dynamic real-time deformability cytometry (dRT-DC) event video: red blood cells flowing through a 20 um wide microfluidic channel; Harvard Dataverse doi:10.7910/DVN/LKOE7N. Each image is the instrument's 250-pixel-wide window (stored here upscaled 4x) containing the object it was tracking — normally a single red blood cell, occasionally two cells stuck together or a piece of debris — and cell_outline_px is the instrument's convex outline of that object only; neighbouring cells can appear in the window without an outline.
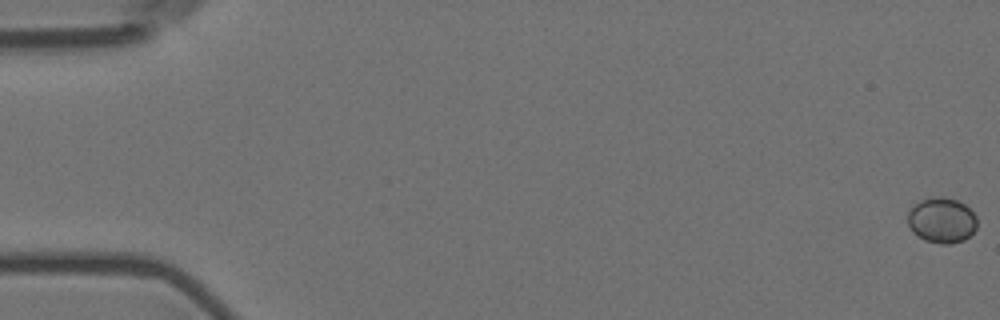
{"species": "Egyptian fruit bat (a non-hibernating species)", "species_latin": "Rousettus aegyptiacus", "temperature_condition": "room temperature", "stored_images_in_passage": 58, "camera_frame_rate_fps": 3000, "um_per_image_px": 0.085, "animal": {"sex": "female"}, "frame": {"image": 1, "passage_image": 1, "time_ms": 0.0, "image_size_px": [1000, 320], "cell_outline_px": [[976, 228], [964, 240], [948, 244], [940, 244], [924, 240], [912, 232], [908, 224], [908, 212], [920, 200], [932, 196], [944, 196], [956, 200], [964, 204], [976, 216]], "centroid_in_image_um": [80.03, 18.72], "position_along_channel_um": 5.0, "area_um2": 18.32}}
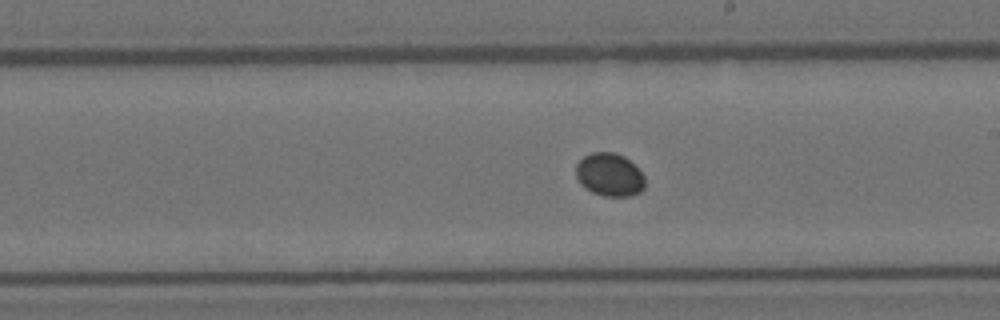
{"frame": {"image": 2, "passage_image": 34, "time_ms": 11.0, "image_size_px": [1000, 320], "cell_outline_px": [[644, 188], [640, 192], [628, 196], [604, 196], [592, 192], [584, 188], [580, 184], [576, 176], [576, 164], [584, 156], [592, 152], [612, 152], [624, 156], [644, 176]], "centroid_in_image_um": [51.78, 14.86], "position_along_channel_um": 237.2, "area_um2": 17.22}}
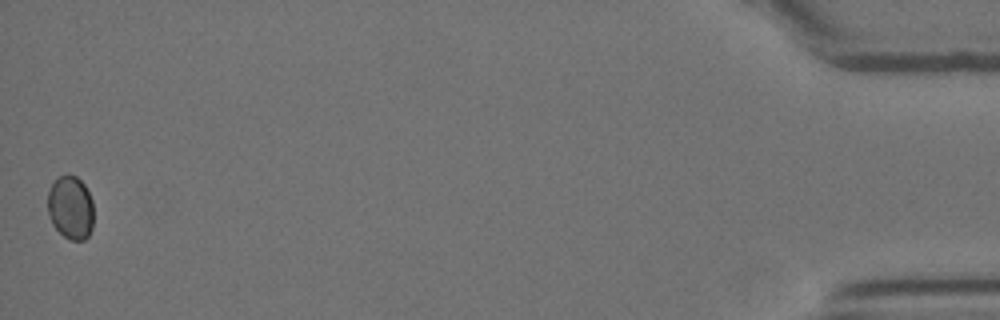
{"frame": {"image": 3, "passage_image": 58, "time_ms": 19.0, "image_size_px": [1000, 320], "cell_outline_px": [[92, 228], [88, 236], [84, 240], [72, 240], [64, 236], [52, 224], [48, 212], [48, 192], [52, 184], [60, 176], [68, 172], [76, 176], [84, 184], [92, 200]], "centroid_in_image_um": [6.0, 17.62], "position_along_channel_um": 429.2, "area_um2": 16.94}}